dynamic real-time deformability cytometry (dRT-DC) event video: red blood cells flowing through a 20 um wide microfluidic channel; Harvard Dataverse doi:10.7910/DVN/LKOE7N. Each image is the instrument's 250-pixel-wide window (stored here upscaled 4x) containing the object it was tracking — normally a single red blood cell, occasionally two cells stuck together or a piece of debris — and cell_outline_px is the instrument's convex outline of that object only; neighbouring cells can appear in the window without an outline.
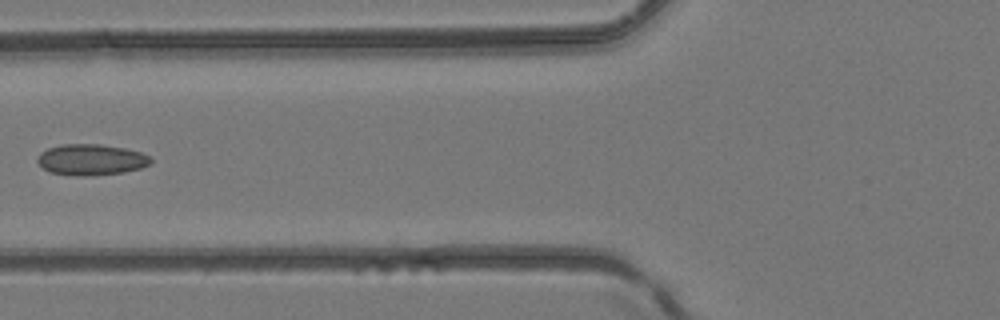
{"species": "common noctule bat (a hibernating species)", "species_latin": "Nyctalus noctula", "temperature_condition": "room temperature", "stored_images_in_passage": 5, "camera_frame_rate_fps": 3000, "um_per_image_px": 0.085, "animal": {"sex": "female", "body_mass_g": 24.6, "forearm_length_mm": 56.2}, "frame": {"image": 1, "passage_image": 5, "time_ms": 1.333, "image_size_px": [1000, 320], "cell_outline_px": [[152, 160], [148, 164], [140, 168], [124, 172], [92, 176], [72, 176], [48, 172], [36, 160], [40, 152], [48, 148], [60, 144], [100, 144], [124, 148], [140, 152], [148, 156]], "centroid_in_image_um": [7.7, 13.58], "position_along_channel_um": 118.1, "area_um2": 20.58}}